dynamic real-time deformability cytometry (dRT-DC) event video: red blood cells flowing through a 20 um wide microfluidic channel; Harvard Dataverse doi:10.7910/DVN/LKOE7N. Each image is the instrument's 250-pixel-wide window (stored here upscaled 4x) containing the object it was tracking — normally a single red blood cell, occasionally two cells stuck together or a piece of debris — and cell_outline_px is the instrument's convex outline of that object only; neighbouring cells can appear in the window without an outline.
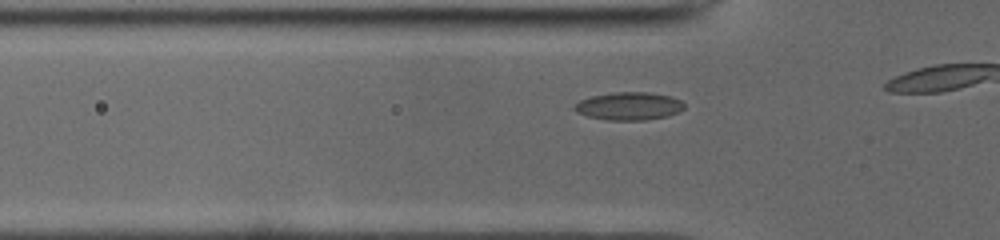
{"species": "common noctule bat (a hibernating species)", "species_latin": "Nyctalus noctula", "temperature_condition": "cold", "stored_images_in_passage": 9, "camera_frame_rate_fps": 3000, "um_per_image_px": 0.085, "animal": {"sex": "male", "body_mass_g": 19.0, "forearm_length_mm": 50.8}, "frame": {"image": 1, "passage_image": 6, "time_ms": 1.667, "image_size_px": [1000, 240], "cell_outline_px": [[684, 108], [668, 116], [644, 120], [608, 120], [588, 116], [576, 112], [572, 108], [580, 100], [592, 96], [612, 92], [648, 92], [672, 96], [680, 100], [684, 104]], "centroid_in_image_um": [53.45, 9.01], "position_along_channel_um": 72.3, "area_um2": 17.8}}